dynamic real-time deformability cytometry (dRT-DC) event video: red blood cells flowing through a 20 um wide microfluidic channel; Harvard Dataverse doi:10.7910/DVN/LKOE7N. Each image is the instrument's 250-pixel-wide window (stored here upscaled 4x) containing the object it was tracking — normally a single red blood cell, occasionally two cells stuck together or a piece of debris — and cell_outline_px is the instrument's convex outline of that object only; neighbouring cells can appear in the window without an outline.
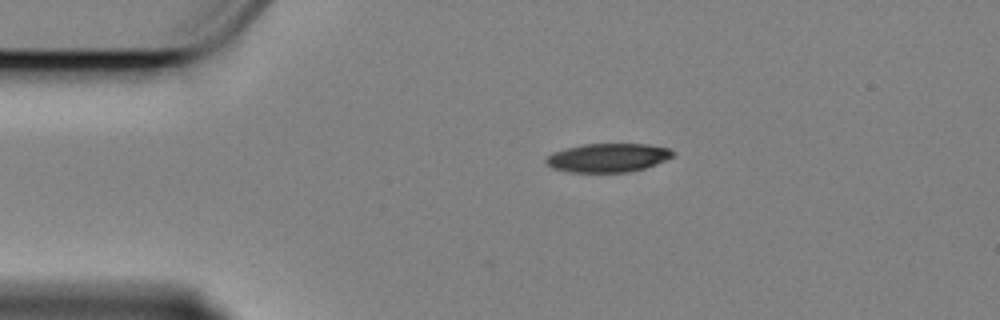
{"species": "Egyptian fruit bat (a non-hibernating species)", "species_latin": "Rousettus aegyptiacus", "temperature_condition": "cold", "stored_images_in_passage": 36, "camera_frame_rate_fps": 3000, "um_per_image_px": 0.085, "animal": {"sex": "female"}, "frame": {"image": 1, "passage_image": 1, "time_ms": 0.0, "image_size_px": [1000, 320], "cell_outline_px": [[676, 156], [656, 164], [644, 168], [628, 172], [568, 172], [552, 168], [544, 160], [552, 152], [584, 144], [648, 144], [668, 148], [676, 152]], "centroid_in_image_um": [51.71, 13.41], "position_along_channel_um": 33.3, "area_um2": 21.27}}
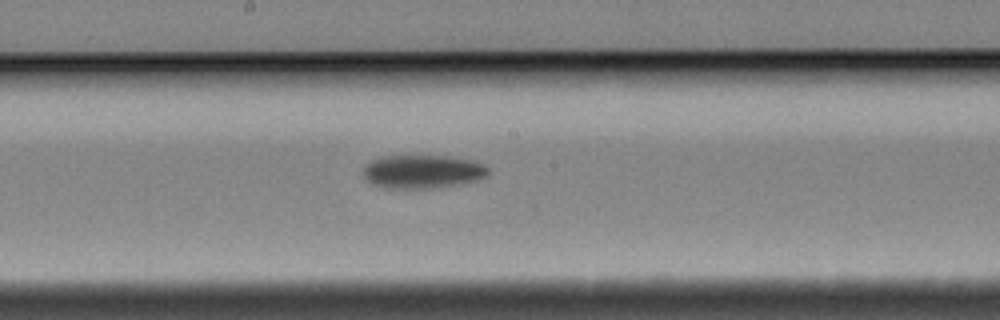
{"frame": {"image": 2, "passage_image": 20, "time_ms": 6.333, "image_size_px": [1000, 320], "cell_outline_px": [[488, 176], [480, 180], [460, 184], [436, 188], [384, 188], [372, 184], [364, 176], [364, 164], [380, 156], [448, 156], [472, 160], [484, 164], [488, 168]], "centroid_in_image_um": [35.94, 14.59], "position_along_channel_um": 212.3, "area_um2": 24.62}}
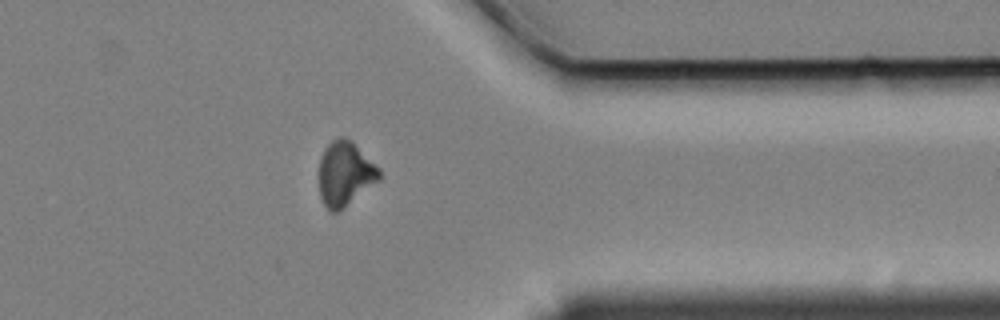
{"frame": {"image": 3, "passage_image": 36, "time_ms": 11.667, "image_size_px": [1000, 320], "cell_outline_px": [[380, 180], [340, 212], [328, 212], [320, 196], [316, 172], [324, 148], [332, 140], [340, 136], [344, 136], [352, 140], [380, 168]], "centroid_in_image_um": [29.3, 14.78], "position_along_channel_um": 382.1, "area_um2": 23.52}, "authors_computed_cell_mechanics": {"area_um2": 23.9003, "velocity_mm_per_s": 3.3925, "shape_relaxation_time_tau1_ms": 3.4313, "shape_relaxation_time_tau2_ms": null, "deformation_change_tau1": 0.1199, "deformation_change_tau2": null}}